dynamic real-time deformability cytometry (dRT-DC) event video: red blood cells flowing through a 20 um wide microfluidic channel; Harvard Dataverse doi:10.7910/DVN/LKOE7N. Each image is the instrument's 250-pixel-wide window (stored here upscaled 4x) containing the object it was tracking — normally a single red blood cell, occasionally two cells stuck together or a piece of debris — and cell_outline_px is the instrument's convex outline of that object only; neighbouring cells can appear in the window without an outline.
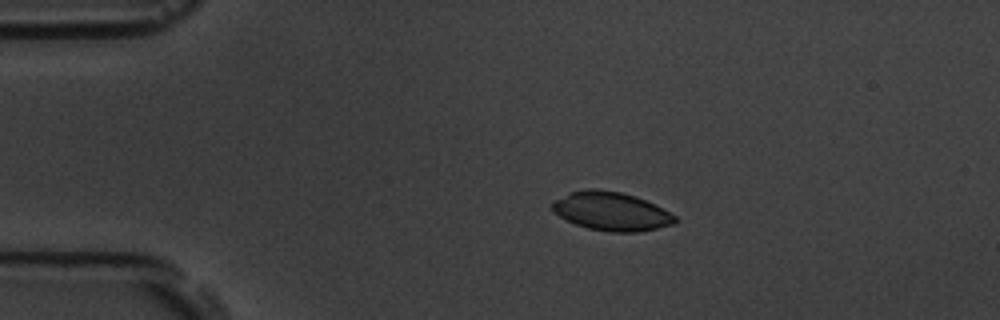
{"species": "common noctule bat (a hibernating species)", "species_latin": "Nyctalus noctula", "temperature_condition": "room temperature", "stored_images_in_passage": 5, "camera_frame_rate_fps": 3000, "um_per_image_px": 0.085, "animal": {"sex": "male", "body_mass_g": 19.5, "forearm_length_mm": 54.6}, "frame": {"image": 1, "passage_image": 2, "time_ms": 0.333, "image_size_px": [1000, 320], "cell_outline_px": [[676, 224], [636, 232], [612, 232], [588, 228], [576, 224], [560, 216], [552, 208], [552, 200], [568, 192], [588, 188], [592, 188], [620, 192], [636, 196], [676, 216]], "centroid_in_image_um": [51.93, 17.95], "position_along_channel_um": 33.1, "area_um2": 27.34}}
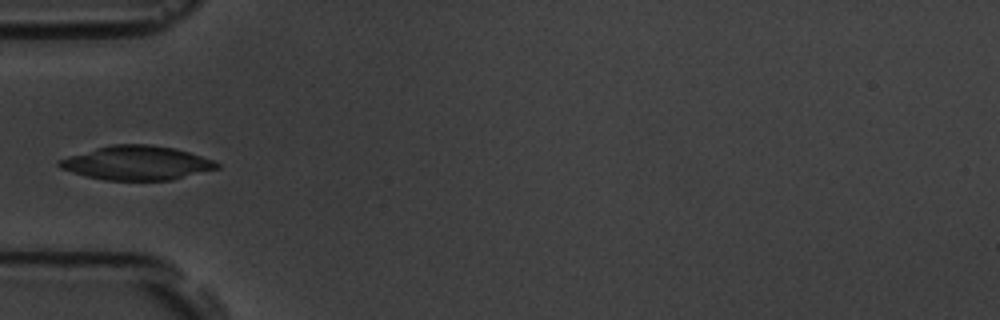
{"frame": {"image": 2, "passage_image": 4, "time_ms": 1.0, "image_size_px": [1000, 320], "cell_outline_px": [[220, 168], [172, 180], [104, 180], [72, 172], [60, 168], [56, 164], [56, 160], [68, 156], [96, 148], [112, 144], [148, 144], [172, 148], [188, 152], [212, 160], [220, 164]], "centroid_in_image_um": [11.6, 13.85], "position_along_channel_um": 73.4, "area_um2": 31.15}}
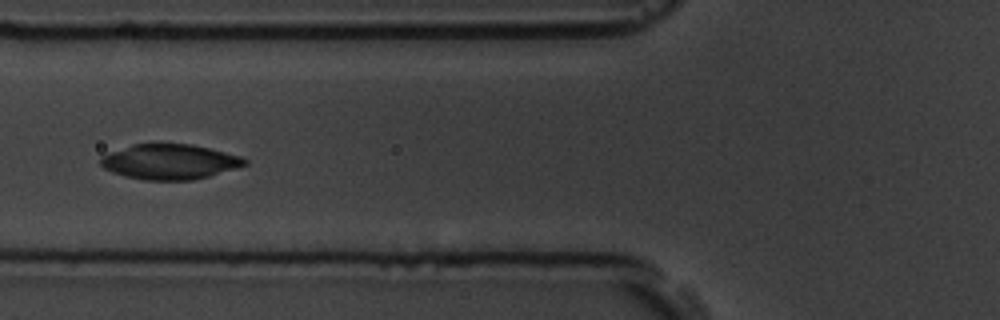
{"frame": {"image": 3, "passage_image": 5, "time_ms": 1.333, "image_size_px": [1000, 320], "cell_outline_px": [[248, 164], [236, 168], [208, 176], [192, 180], [144, 180], [124, 176], [112, 172], [104, 168], [100, 164], [100, 156], [132, 144], [160, 140], [192, 144], [244, 156], [248, 160]], "centroid_in_image_um": [14.42, 13.7], "position_along_channel_um": 111.4, "area_um2": 30.46}}